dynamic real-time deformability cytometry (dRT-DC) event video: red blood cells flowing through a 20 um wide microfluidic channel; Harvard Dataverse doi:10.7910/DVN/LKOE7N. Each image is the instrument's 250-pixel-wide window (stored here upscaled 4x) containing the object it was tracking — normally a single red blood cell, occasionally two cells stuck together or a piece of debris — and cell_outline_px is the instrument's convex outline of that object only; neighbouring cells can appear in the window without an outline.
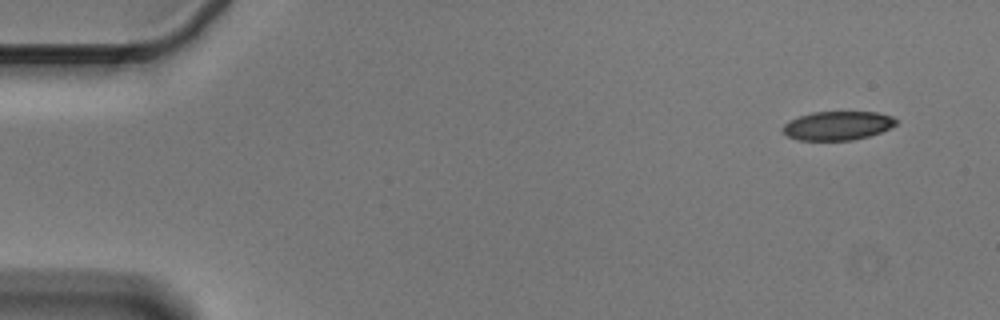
{"species": "Egyptian fruit bat (a non-hibernating species)", "species_latin": "Rousettus aegyptiacus", "temperature_condition": "cold", "stored_images_in_passage": 6, "camera_frame_rate_fps": 3000, "um_per_image_px": 0.085, "animal": {"sex": "male"}, "frame": {"image": 1, "passage_image": 1, "time_ms": 0.0, "image_size_px": [1000, 320], "cell_outline_px": [[900, 120], [896, 124], [880, 132], [868, 136], [852, 140], [800, 140], [788, 136], [780, 128], [788, 120], [812, 112], [876, 112], [892, 116]], "centroid_in_image_um": [71.19, 10.67], "position_along_channel_um": 13.8, "area_um2": 19.02}}
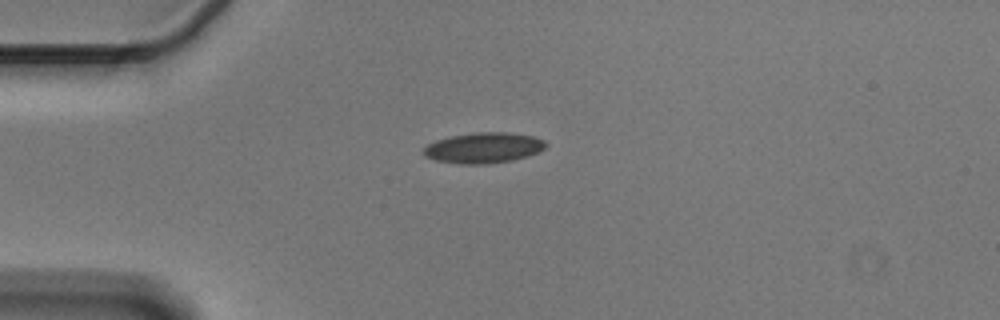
{"frame": {"image": 2, "passage_image": 4, "time_ms": 1.0, "image_size_px": [1000, 320], "cell_outline_px": [[548, 144], [540, 152], [512, 160], [484, 164], [460, 164], [436, 160], [424, 156], [424, 148], [428, 144], [436, 140], [452, 136], [476, 132], [508, 132], [532, 136], [544, 140]], "centroid_in_image_um": [41.12, 12.56], "position_along_channel_um": 43.9, "area_um2": 21.68}}
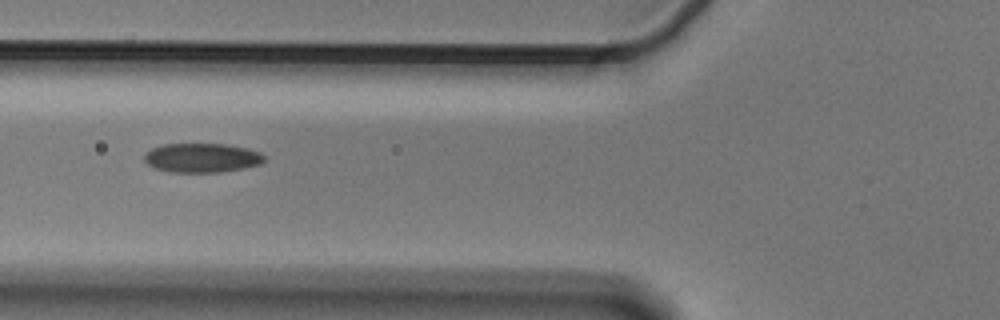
{"frame": {"image": 3, "passage_image": 6, "time_ms": 1.667, "image_size_px": [1000, 320], "cell_outline_px": [[264, 160], [260, 164], [244, 168], [220, 172], [168, 172], [152, 168], [144, 160], [144, 152], [152, 148], [164, 144], [224, 144], [248, 148], [260, 152], [264, 156]], "centroid_in_image_um": [17.12, 13.42], "position_along_channel_um": 108.7, "area_um2": 20.58}}